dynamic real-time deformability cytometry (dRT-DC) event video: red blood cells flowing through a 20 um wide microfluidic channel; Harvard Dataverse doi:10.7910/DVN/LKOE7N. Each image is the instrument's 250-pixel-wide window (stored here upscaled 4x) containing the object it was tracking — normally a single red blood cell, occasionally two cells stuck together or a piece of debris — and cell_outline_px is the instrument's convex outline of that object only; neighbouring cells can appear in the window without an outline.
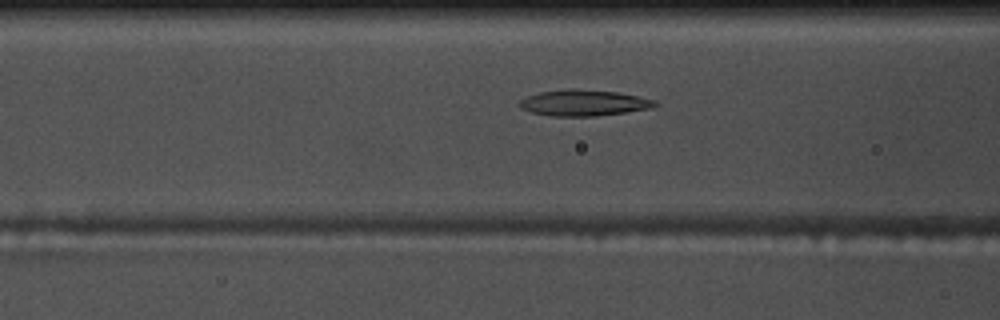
{"species": "common noctule bat (a hibernating species)", "species_latin": "Nyctalus noctula", "temperature_condition": "warm", "stored_images_in_passage": 40, "camera_frame_rate_fps": 3000, "um_per_image_px": 0.085, "animal": {"sex": "male", "body_mass_g": 17.5, "forearm_length_mm": 52.3}, "frame": {"image": 1, "passage_image": 7, "time_ms": 2.0, "image_size_px": [1000, 320], "cell_outline_px": [[660, 104], [652, 108], [628, 112], [592, 116], [552, 116], [532, 112], [520, 108], [516, 104], [520, 100], [528, 96], [540, 92], [572, 88], [616, 92], [656, 100]], "centroid_in_image_um": [49.62, 8.74], "position_along_channel_um": 117.0, "area_um2": 20.58}}
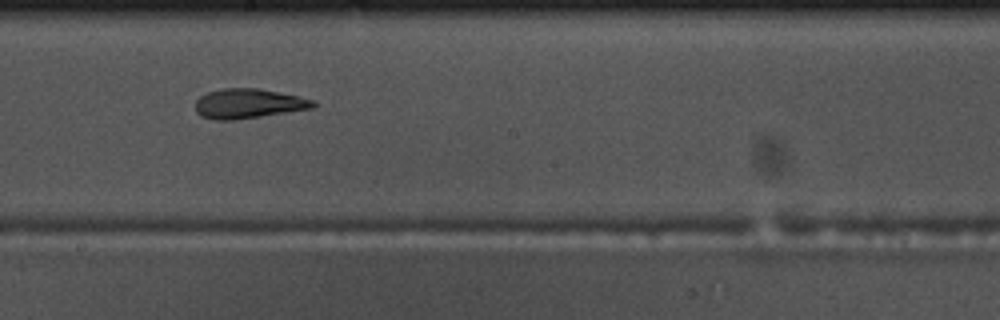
{"frame": {"image": 2, "passage_image": 16, "time_ms": 5.0, "image_size_px": [1000, 320], "cell_outline_px": [[316, 104], [312, 108], [260, 116], [232, 120], [216, 120], [200, 116], [196, 112], [196, 100], [200, 96], [208, 92], [224, 88], [256, 88], [280, 92], [312, 100]], "centroid_in_image_um": [21.06, 8.8], "position_along_channel_um": 227.1, "area_um2": 20.06}}
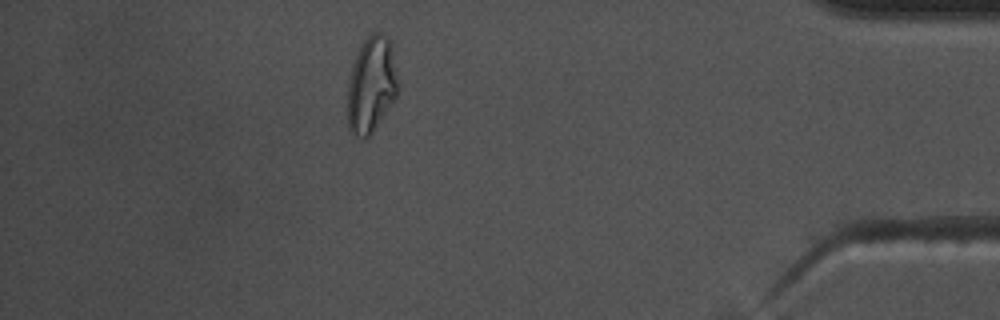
{"frame": {"image": 3, "passage_image": 34, "time_ms": 11.0, "image_size_px": [1000, 320], "cell_outline_px": [[396, 96], [372, 132], [364, 140], [348, 132], [348, 80], [352, 64], [364, 40], [372, 32], [380, 32], [388, 36], [396, 80]], "centroid_in_image_um": [31.5, 7.24], "position_along_channel_um": 403.7, "area_um2": 27.51}, "authors_computed_cell_mechanics": {"area_um2": 20.519, "velocity_mm_per_s": 3.6832, "shape_relaxation_time_tau1_ms": null, "shape_relaxation_time_tau2_ms": 2.3079, "deformation_change_tau1": null, "deformation_change_tau2": 0.0981}}